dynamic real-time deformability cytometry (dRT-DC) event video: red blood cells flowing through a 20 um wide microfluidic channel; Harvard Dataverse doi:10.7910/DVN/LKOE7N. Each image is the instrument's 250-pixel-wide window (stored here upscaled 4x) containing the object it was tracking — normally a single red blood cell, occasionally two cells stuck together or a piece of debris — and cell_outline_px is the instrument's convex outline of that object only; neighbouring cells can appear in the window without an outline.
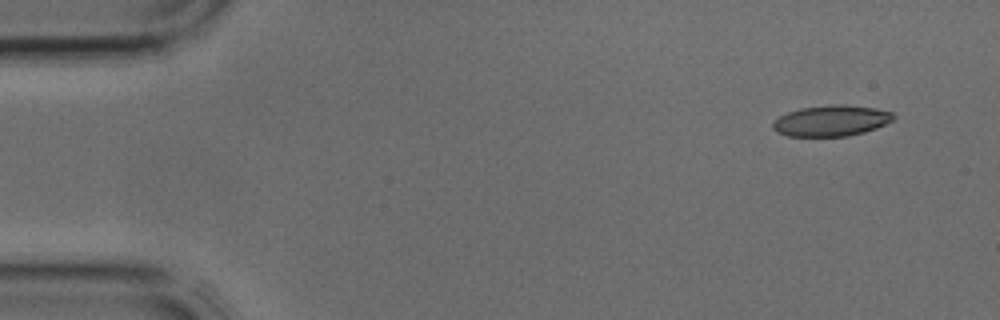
{"species": "common noctule bat (a hibernating species)", "species_latin": "Nyctalus noctula", "temperature_condition": "cold", "stored_images_in_passage": 3, "camera_frame_rate_fps": 3000, "um_per_image_px": 0.085, "animal": {"sex": "male", "body_mass_g": 17.9, "forearm_length_mm": 54.2}, "frame": {"image": 1, "passage_image": 1, "time_ms": 0.0, "image_size_px": [1000, 320], "cell_outline_px": [[896, 116], [892, 120], [876, 128], [864, 132], [848, 136], [788, 136], [776, 132], [772, 128], [772, 124], [780, 116], [788, 112], [800, 108], [832, 104], [844, 104], [876, 108], [892, 112]], "centroid_in_image_um": [70.66, 10.25], "position_along_channel_um": 14.3, "area_um2": 21.73}}
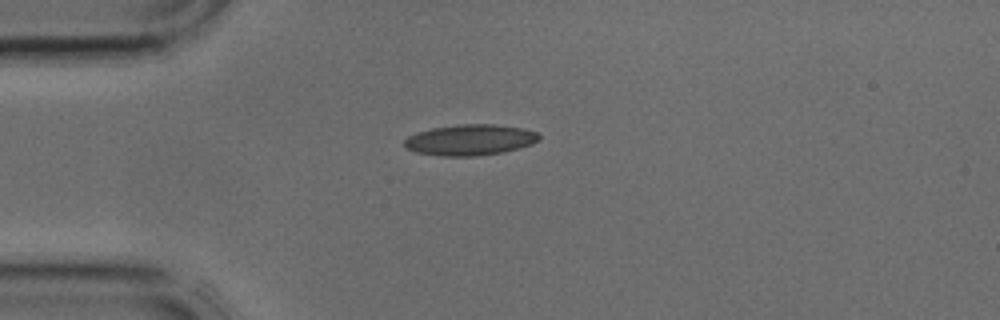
{"frame": {"image": 2, "passage_image": 3, "time_ms": 0.667, "image_size_px": [1000, 320], "cell_outline_px": [[540, 140], [532, 144], [520, 148], [500, 152], [476, 156], [440, 156], [416, 152], [408, 148], [404, 144], [404, 140], [408, 136], [416, 132], [432, 128], [460, 124], [492, 124], [524, 128], [536, 132], [540, 136]], "centroid_in_image_um": [39.97, 11.89], "position_along_channel_um": 45.0, "area_um2": 24.22}}